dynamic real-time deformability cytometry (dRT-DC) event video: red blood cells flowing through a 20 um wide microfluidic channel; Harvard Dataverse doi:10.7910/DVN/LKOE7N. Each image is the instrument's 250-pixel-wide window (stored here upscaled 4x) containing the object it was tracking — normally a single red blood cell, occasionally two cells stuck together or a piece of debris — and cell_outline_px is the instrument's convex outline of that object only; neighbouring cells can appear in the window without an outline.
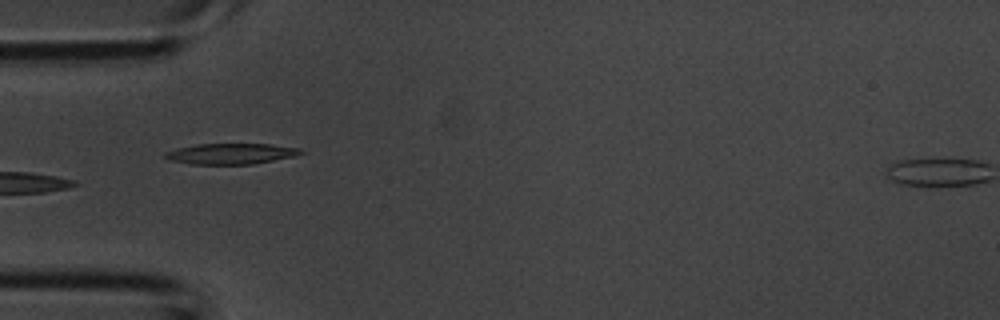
{"species": "common noctule bat (a hibernating species)", "species_latin": "Nyctalus noctula", "temperature_condition": "room temperature", "stored_images_in_passage": 4, "camera_frame_rate_fps": 3000, "um_per_image_px": 0.085, "animal": {"sex": "male", "body_mass_g": 20.1, "forearm_length_mm": 53.5}, "frame": {"image": 1, "passage_image": 3, "time_ms": 0.667, "image_size_px": [1000, 320], "cell_outline_px": [[308, 152], [296, 156], [252, 164], [188, 164], [168, 160], [164, 156], [164, 152], [176, 148], [196, 144], [272, 144], [300, 148]], "centroid_in_image_um": [19.65, 13.06], "position_along_channel_um": 65.4, "area_um2": 16.65}}
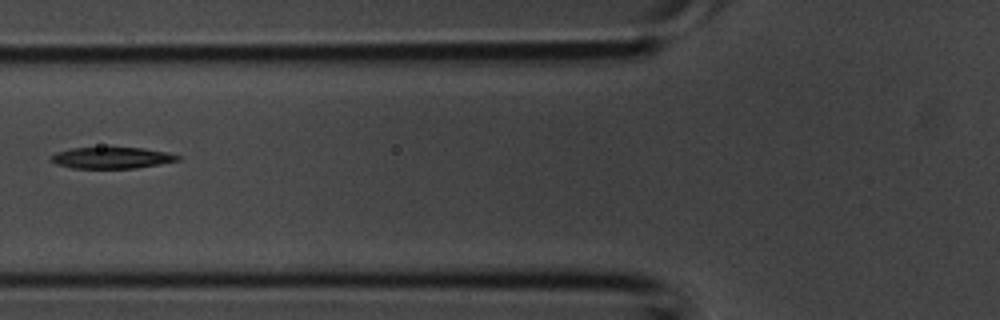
{"frame": {"image": 2, "passage_image": 4, "time_ms": 1.0, "image_size_px": [1000, 320], "cell_outline_px": [[180, 160], [160, 164], [136, 168], [72, 168], [56, 164], [48, 160], [56, 152], [72, 148], [144, 148], [164, 152], [180, 156]], "centroid_in_image_um": [9.47, 13.42], "position_along_channel_um": 116.3, "area_um2": 15.61}}